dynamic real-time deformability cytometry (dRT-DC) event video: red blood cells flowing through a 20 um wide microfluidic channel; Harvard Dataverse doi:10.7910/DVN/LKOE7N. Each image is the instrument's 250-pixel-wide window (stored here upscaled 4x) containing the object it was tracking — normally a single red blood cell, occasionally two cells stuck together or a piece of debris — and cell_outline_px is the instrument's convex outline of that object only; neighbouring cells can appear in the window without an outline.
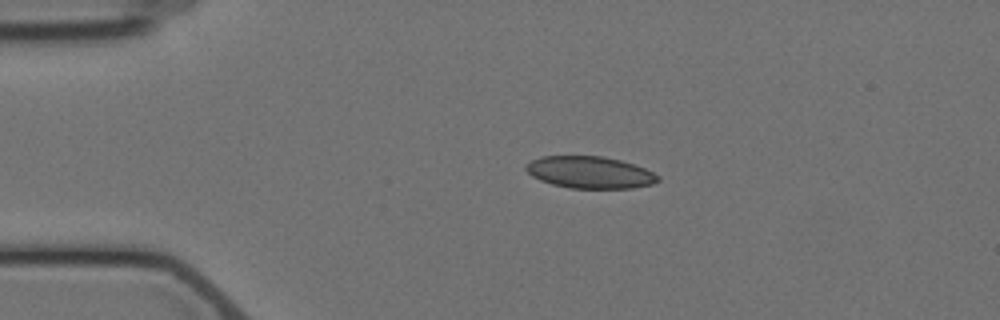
{"species": "Egyptian fruit bat (a non-hibernating species)", "species_latin": "Rousettus aegyptiacus", "temperature_condition": "cold", "stored_images_in_passage": 4, "camera_frame_rate_fps": 3000, "um_per_image_px": 0.085, "animal": {"sex": "female"}, "frame": {"image": 1, "passage_image": 1, "time_ms": 0.0, "image_size_px": [1000, 320], "cell_outline_px": [[660, 180], [652, 184], [632, 188], [568, 188], [552, 184], [540, 180], [532, 176], [524, 168], [524, 164], [540, 156], [604, 156], [620, 160], [644, 168], [660, 176]], "centroid_in_image_um": [50.11, 14.65], "position_along_channel_um": 34.9, "area_um2": 24.62}}
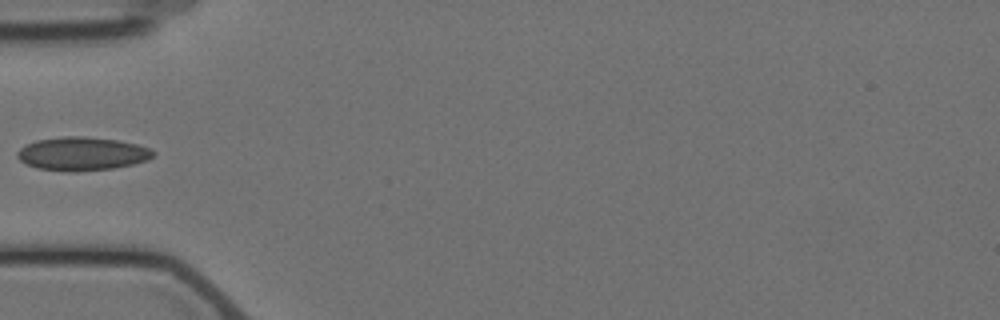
{"frame": {"image": 2, "passage_image": 3, "time_ms": 2.333, "image_size_px": [1000, 320], "cell_outline_px": [[156, 152], [148, 160], [132, 164], [112, 168], [72, 172], [64, 172], [36, 168], [20, 160], [16, 156], [16, 152], [24, 144], [36, 140], [64, 136], [84, 136], [120, 140], [136, 144], [148, 148]], "centroid_in_image_um": [6.94, 13.06], "position_along_channel_um": 78.1, "area_um2": 26.65}}
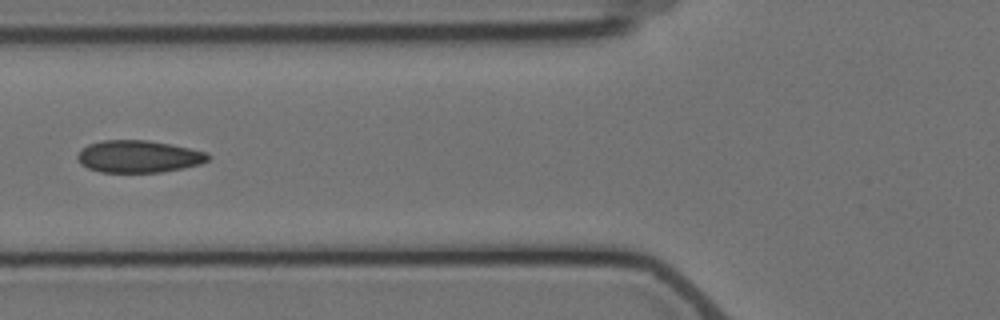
{"frame": {"image": 3, "passage_image": 4, "time_ms": 3.333, "image_size_px": [1000, 320], "cell_outline_px": [[212, 156], [208, 160], [200, 164], [184, 168], [160, 172], [100, 172], [88, 168], [80, 164], [76, 160], [76, 156], [80, 148], [88, 144], [100, 140], [148, 140], [208, 152]], "centroid_in_image_um": [11.74, 13.3], "position_along_channel_um": 114.1, "area_um2": 24.74}}